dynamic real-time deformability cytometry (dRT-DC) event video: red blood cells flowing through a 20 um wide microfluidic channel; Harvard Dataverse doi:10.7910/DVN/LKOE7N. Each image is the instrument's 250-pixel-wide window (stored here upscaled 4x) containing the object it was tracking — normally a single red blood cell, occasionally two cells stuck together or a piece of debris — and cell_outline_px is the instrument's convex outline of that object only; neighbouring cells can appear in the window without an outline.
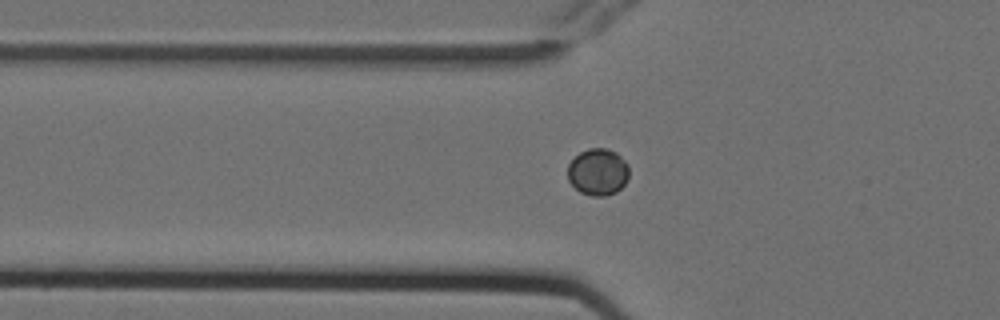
{"species": "Egyptian fruit bat (a non-hibernating species)", "species_latin": "Rousettus aegyptiacus", "temperature_condition": "cold", "stored_images_in_passage": 3, "segment_of_instrument_passage": [2, 2], "camera_frame_rate_fps": 3000, "um_per_image_px": 0.085, "animal": {"sex": "female"}, "frame": {"image": 1, "passage_image": 3, "time_ms": 0.667, "image_size_px": [1000, 320], "cell_outline_px": [[628, 180], [616, 192], [604, 196], [592, 196], [580, 192], [568, 180], [568, 164], [580, 152], [588, 148], [604, 148], [616, 152], [628, 164]], "centroid_in_image_um": [50.83, 14.61], "position_along_channel_um": 75.0, "area_um2": 16.7}}